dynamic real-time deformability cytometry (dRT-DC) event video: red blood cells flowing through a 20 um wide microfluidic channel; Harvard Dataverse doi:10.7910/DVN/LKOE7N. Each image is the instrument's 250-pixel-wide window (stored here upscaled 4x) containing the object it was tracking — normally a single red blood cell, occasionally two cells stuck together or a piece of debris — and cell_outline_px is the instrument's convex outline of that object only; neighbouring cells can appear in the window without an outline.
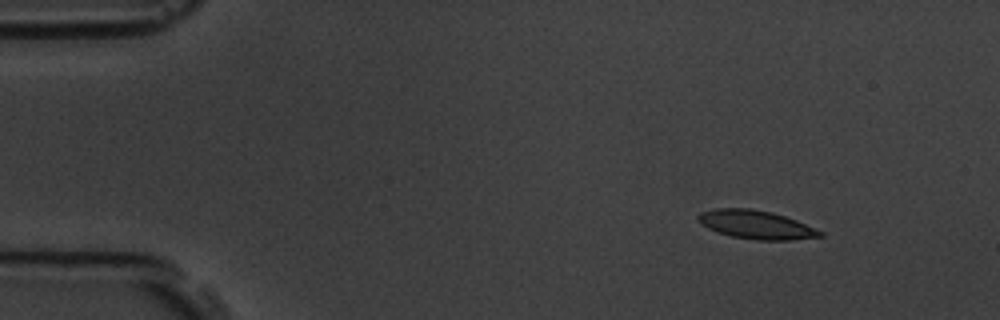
{"species": "common noctule bat (a hibernating species)", "species_latin": "Nyctalus noctula", "temperature_condition": "room temperature", "stored_images_in_passage": 4, "camera_frame_rate_fps": 3000, "um_per_image_px": 0.085, "animal": {"sex": "male", "body_mass_g": 19.5, "forearm_length_mm": 54.6}, "frame": {"image": 1, "passage_image": 1, "time_ms": 0.0, "image_size_px": [1000, 320], "cell_outline_px": [[824, 236], [788, 240], [756, 240], [732, 236], [716, 232], [708, 228], [696, 220], [696, 216], [700, 212], [716, 208], [752, 208], [772, 212], [796, 220], [824, 232]], "centroid_in_image_um": [64.23, 19.09], "position_along_channel_um": 20.8, "area_um2": 20.35}}
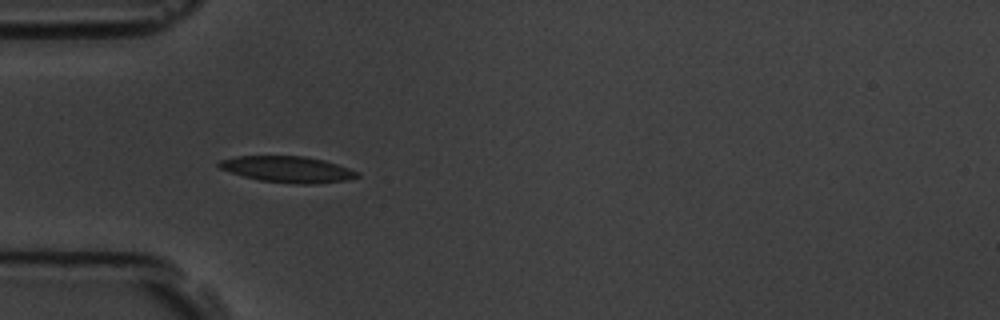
{"frame": {"image": 2, "passage_image": 3, "time_ms": 3.333, "image_size_px": [1000, 320], "cell_outline_px": [[360, 176], [348, 180], [316, 184], [296, 184], [260, 180], [244, 176], [220, 168], [216, 164], [220, 160], [236, 156], [304, 156], [324, 160], [360, 172]], "centroid_in_image_um": [24.48, 14.39], "position_along_channel_um": 60.5, "area_um2": 21.04}}
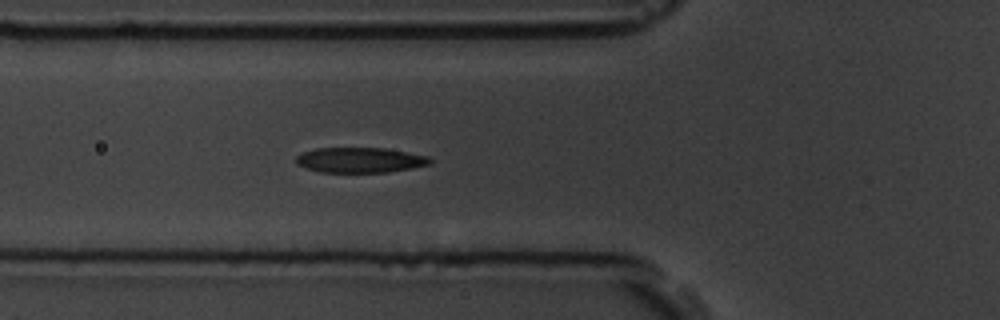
{"frame": {"image": 3, "passage_image": 4, "time_ms": 4.333, "image_size_px": [1000, 320], "cell_outline_px": [[432, 164], [412, 168], [388, 172], [320, 172], [296, 164], [296, 156], [304, 152], [316, 148], [384, 148], [428, 156], [432, 160]], "centroid_in_image_um": [30.62, 13.6], "position_along_channel_um": 95.2, "area_um2": 19.59}}